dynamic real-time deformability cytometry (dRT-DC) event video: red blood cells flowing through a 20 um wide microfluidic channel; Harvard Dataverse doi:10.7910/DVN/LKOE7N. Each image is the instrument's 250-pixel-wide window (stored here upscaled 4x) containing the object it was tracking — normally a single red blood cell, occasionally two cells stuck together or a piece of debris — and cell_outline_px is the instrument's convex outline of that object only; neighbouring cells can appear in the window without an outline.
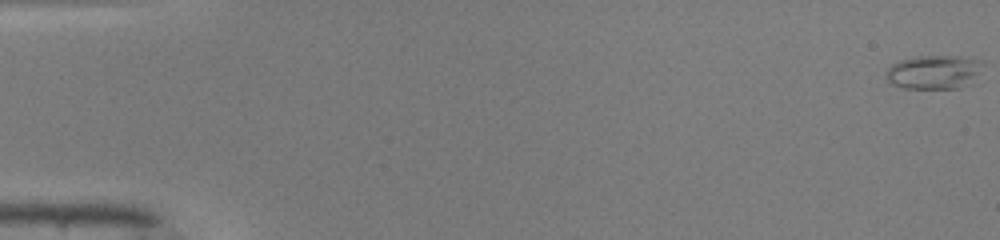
{"species": "common noctule bat (a hibernating species)", "species_latin": "Nyctalus noctula", "temperature_condition": "warm", "stored_images_in_passage": 50, "camera_frame_rate_fps": 3000, "um_per_image_px": 0.085, "animal": {"sex": "male", "body_mass_g": 19.0, "forearm_length_mm": 50.8}, "frame": {"image": 1, "passage_image": 1, "time_ms": 0.0, "image_size_px": [1000, 240], "cell_outline_px": [[984, 64], [972, 84], [956, 88], [904, 88], [892, 84], [888, 80], [888, 68], [892, 64], [900, 60], [916, 56], [960, 56], [984, 60]], "centroid_in_image_um": [79.45, 6.11], "position_along_channel_um": 5.5, "area_um2": 19.19}}
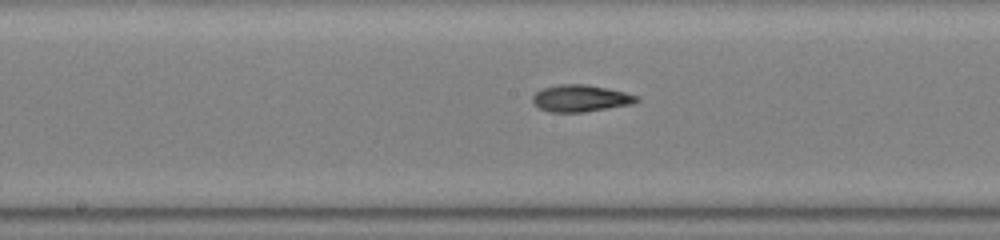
{"frame": {"image": 2, "passage_image": 27, "time_ms": 8.667, "image_size_px": [1000, 240], "cell_outline_px": [[640, 100], [632, 104], [584, 112], [548, 112], [540, 108], [532, 100], [532, 96], [536, 92], [544, 88], [560, 84], [588, 84], [608, 88], [640, 96]], "centroid_in_image_um": [49.38, 8.35], "position_along_channel_um": 198.8, "area_um2": 16.3}}
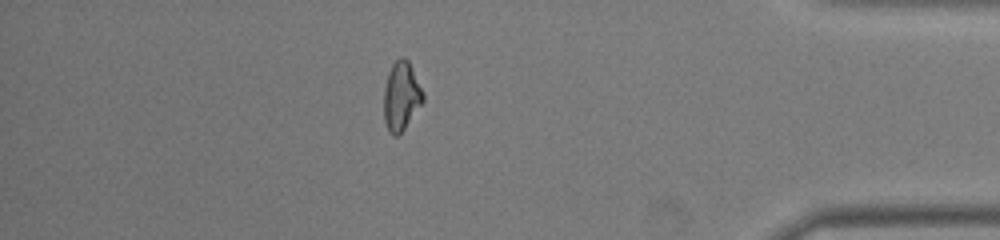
{"frame": {"image": 3, "passage_image": 44, "time_ms": 14.333, "image_size_px": [1000, 240], "cell_outline_px": [[424, 100], [404, 128], [396, 136], [392, 136], [388, 132], [384, 120], [384, 88], [388, 72], [392, 64], [400, 56], [404, 56], [408, 60], [424, 92]], "centroid_in_image_um": [34.1, 8.15], "position_along_channel_um": 401.1, "area_um2": 15.72}, "authors_computed_cell_mechanics": {"area_um2": 16.2707, "velocity_mm_per_s": 4.1764, "shape_relaxation_time_tau1_ms": 9.8452, "shape_relaxation_time_tau2_ms": 2.8511, "deformation_change_tau1": 0.2827, "deformation_change_tau2": 0.0973}}